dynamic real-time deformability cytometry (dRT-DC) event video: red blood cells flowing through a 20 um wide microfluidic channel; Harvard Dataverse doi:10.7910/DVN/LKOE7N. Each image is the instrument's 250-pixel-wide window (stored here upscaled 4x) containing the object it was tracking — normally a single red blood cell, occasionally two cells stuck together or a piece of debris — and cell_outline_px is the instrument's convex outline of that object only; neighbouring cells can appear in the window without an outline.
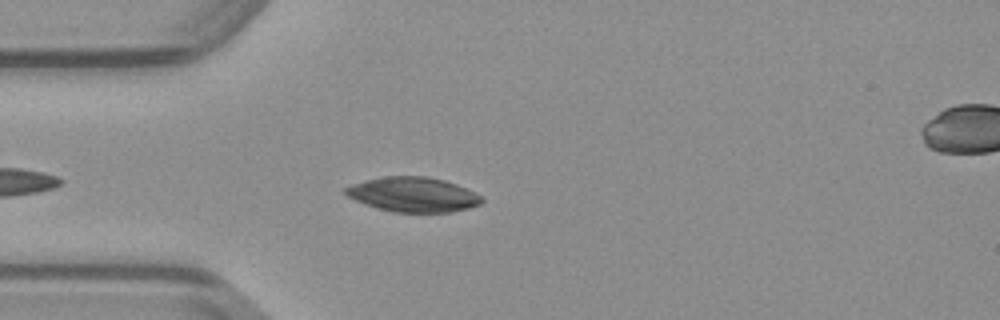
{"species": "common noctule bat (a hibernating species)", "species_latin": "Nyctalus noctula", "temperature_condition": "warm", "stored_images_in_passage": 39, "camera_frame_rate_fps": 3000, "um_per_image_px": 0.085, "animal": {"sex": "male", "body_mass_g": 23.1, "forearm_length_mm": 52.7}, "frame": {"image": 1, "passage_image": 5, "time_ms": 1.333, "image_size_px": [1000, 320], "cell_outline_px": [[484, 200], [480, 204], [468, 208], [452, 212], [392, 212], [376, 208], [364, 204], [348, 196], [344, 192], [344, 188], [352, 184], [364, 180], [384, 176], [428, 176], [444, 180], [456, 184], [476, 192]], "centroid_in_image_um": [35.1, 16.53], "position_along_channel_um": 49.9, "area_um2": 27.69}}
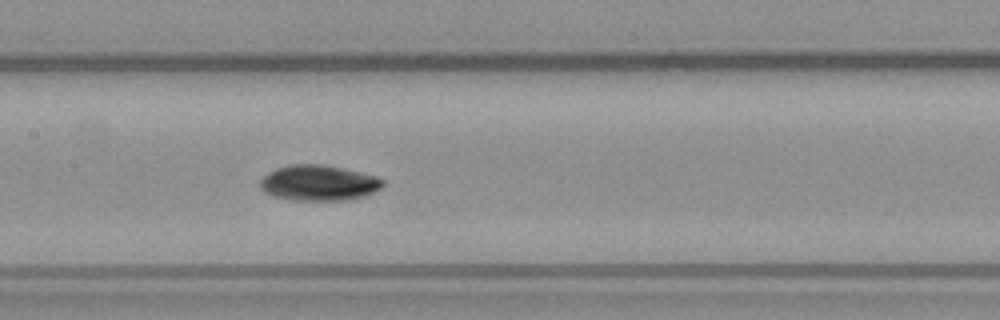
{"frame": {"image": 2, "passage_image": 15, "time_ms": 4.667, "image_size_px": [1000, 320], "cell_outline_px": [[384, 184], [380, 188], [364, 196], [352, 200], [288, 200], [272, 196], [264, 192], [260, 188], [260, 180], [268, 172], [276, 168], [288, 164], [324, 164], [344, 168], [376, 176], [384, 180]], "centroid_in_image_um": [27.06, 15.54], "position_along_channel_um": 180.3, "area_um2": 25.72}}
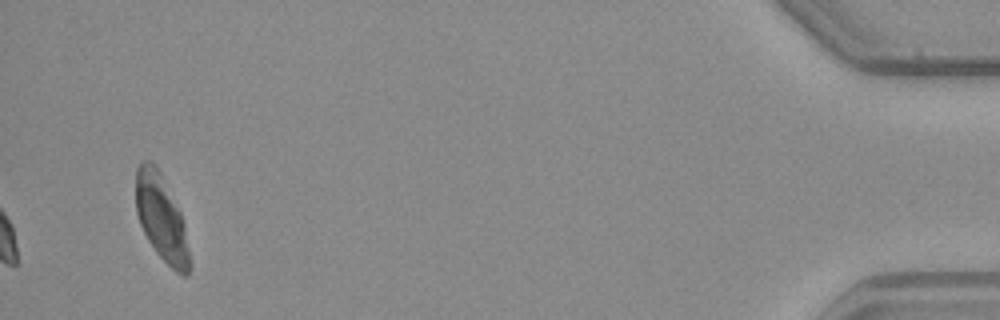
{"frame": {"image": 3, "passage_image": 39, "time_ms": 12.667, "image_size_px": [1000, 320], "cell_outline_px": [[192, 268], [188, 276], [184, 276], [176, 272], [156, 252], [148, 240], [140, 224], [136, 212], [136, 168], [144, 160], [152, 160], [156, 164], [180, 212], [184, 224], [192, 264]], "centroid_in_image_um": [13.73, 18.56], "position_along_channel_um": 421.5, "area_um2": 27.05}}